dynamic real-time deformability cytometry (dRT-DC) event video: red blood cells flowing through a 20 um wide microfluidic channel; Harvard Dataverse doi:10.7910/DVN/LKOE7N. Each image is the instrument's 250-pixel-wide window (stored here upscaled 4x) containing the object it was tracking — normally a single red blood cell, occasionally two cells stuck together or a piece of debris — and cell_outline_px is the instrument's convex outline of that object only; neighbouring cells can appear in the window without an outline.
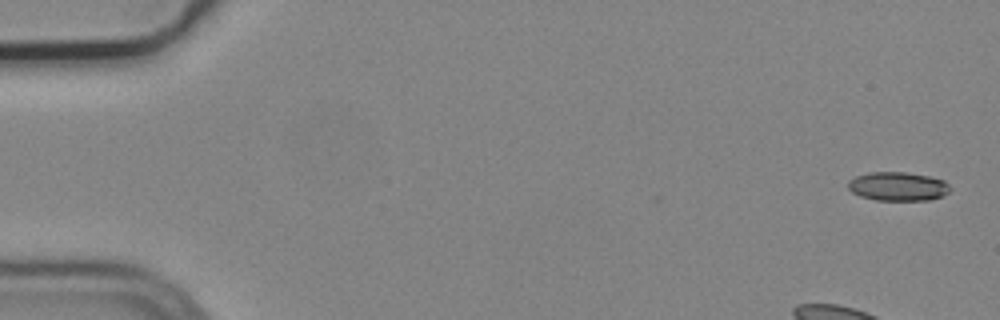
{"species": "common noctule bat (a hibernating species)", "species_latin": "Nyctalus noctula", "temperature_condition": "cold", "stored_images_in_passage": 5, "camera_frame_rate_fps": 3000, "um_per_image_px": 0.085, "animal": {"sex": "male", "body_mass_g": 19.2, "forearm_length_mm": 51.8}, "frame": {"image": 1, "passage_image": 1, "time_ms": 0.0, "image_size_px": [1000, 320], "cell_outline_px": [[952, 188], [944, 196], [928, 200], [876, 200], [860, 196], [852, 192], [848, 188], [848, 180], [856, 176], [868, 172], [904, 172], [928, 176], [944, 180]], "centroid_in_image_um": [76.32, 15.84], "position_along_channel_um": 8.7, "area_um2": 17.22}}